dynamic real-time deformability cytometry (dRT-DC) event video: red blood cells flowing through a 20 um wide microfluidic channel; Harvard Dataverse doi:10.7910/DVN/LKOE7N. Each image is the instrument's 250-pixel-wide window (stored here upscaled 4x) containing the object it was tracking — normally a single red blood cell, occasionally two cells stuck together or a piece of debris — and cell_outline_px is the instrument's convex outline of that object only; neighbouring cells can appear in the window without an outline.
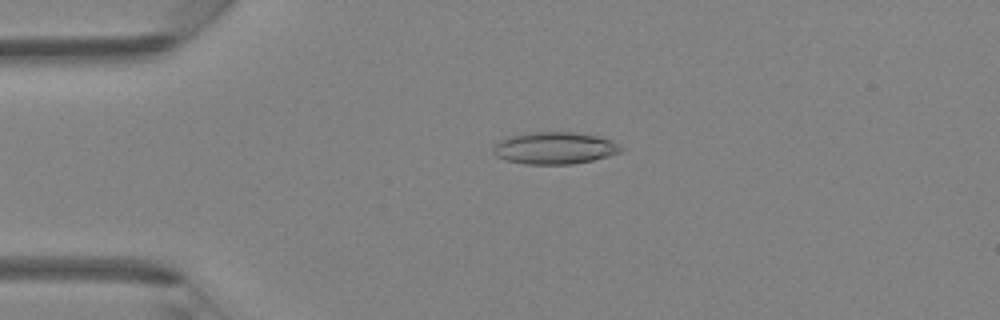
{"species": "Egyptian fruit bat (a non-hibernating species)", "species_latin": "Rousettus aegyptiacus", "temperature_condition": "room temperature", "stored_images_in_passage": 46, "camera_frame_rate_fps": 3000, "um_per_image_px": 0.085, "animal": {"sex": "female"}, "frame": {"image": 1, "passage_image": 11, "time_ms": 3.333, "image_size_px": [1000, 320], "cell_outline_px": [[624, 148], [620, 152], [608, 156], [592, 160], [572, 164], [524, 164], [504, 160], [496, 156], [492, 152], [492, 148], [500, 140], [512, 136], [532, 132], [576, 132], [596, 136], [612, 140]], "centroid_in_image_um": [47.14, 12.59], "position_along_channel_um": 37.9, "area_um2": 23.81}}
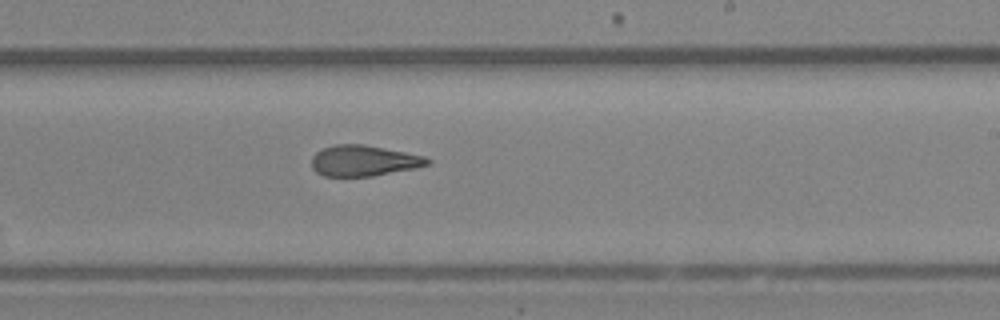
{"frame": {"image": 2, "passage_image": 28, "time_ms": 9.0, "image_size_px": [1000, 320], "cell_outline_px": [[432, 164], [416, 168], [372, 176], [324, 176], [316, 172], [312, 168], [312, 156], [316, 152], [324, 148], [336, 144], [364, 144], [424, 156], [432, 160]], "centroid_in_image_um": [30.93, 13.66], "position_along_channel_um": 258.1, "area_um2": 20.81}}
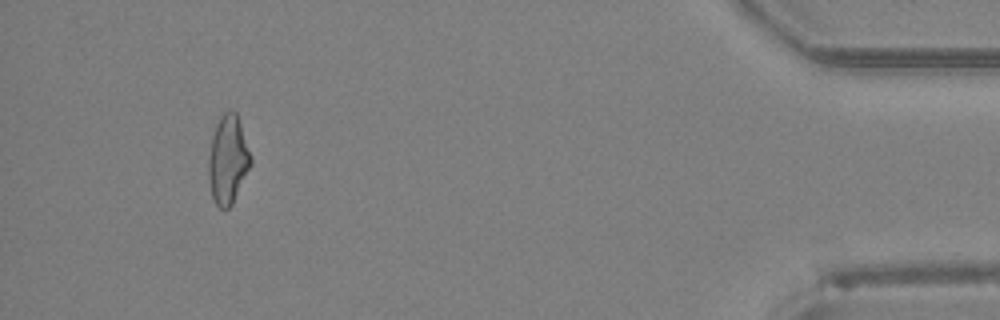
{"frame": {"image": 3, "passage_image": 43, "time_ms": 14.0, "image_size_px": [1000, 320], "cell_outline_px": [[252, 164], [232, 204], [224, 212], [216, 204], [212, 196], [208, 176], [208, 160], [212, 136], [216, 124], [220, 116], [224, 112], [232, 108], [236, 112], [252, 156]], "centroid_in_image_um": [19.38, 13.57], "position_along_channel_um": 415.8, "area_um2": 21.96}}